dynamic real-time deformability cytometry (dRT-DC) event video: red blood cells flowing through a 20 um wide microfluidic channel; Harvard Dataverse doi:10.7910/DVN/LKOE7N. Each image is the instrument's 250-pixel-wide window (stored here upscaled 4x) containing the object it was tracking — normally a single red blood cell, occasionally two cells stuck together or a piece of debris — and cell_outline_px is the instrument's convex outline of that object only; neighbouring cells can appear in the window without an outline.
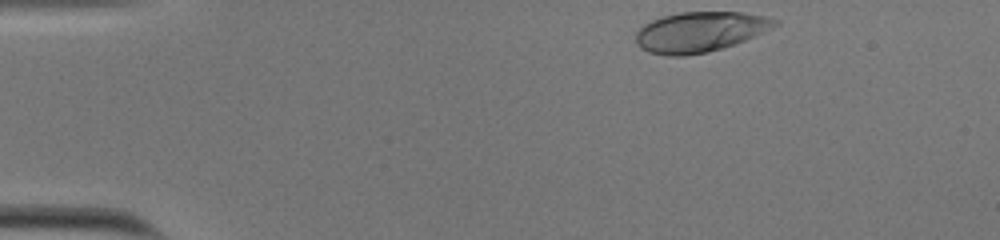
{"species": "human", "species_latin": "Homo sapiens", "temperature_condition": "cold", "stored_images_in_passage": 36, "camera_frame_rate_fps": 3000, "um_per_image_px": 0.085, "donor": {"sex": "male"}, "frame": {"image": 1, "passage_image": 1, "time_ms": 0.0, "image_size_px": [1000, 240], "cell_outline_px": [[780, 24], [772, 28], [744, 40], [708, 52], [684, 56], [668, 56], [648, 52], [640, 48], [636, 44], [636, 32], [644, 24], [652, 20], [664, 16], [680, 12], [740, 12], [764, 16], [780, 20]], "centroid_in_image_um": [59.47, 2.71], "position_along_channel_um": 25.5, "area_um2": 32.43}}
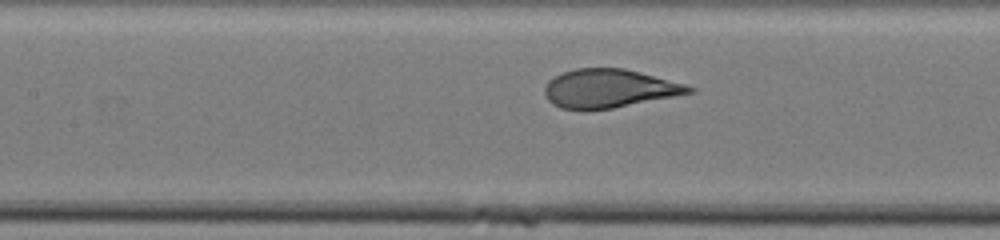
{"frame": {"image": 2, "passage_image": 18, "time_ms": 5.667, "image_size_px": [1000, 240], "cell_outline_px": [[696, 92], [612, 108], [584, 112], [580, 112], [560, 108], [552, 104], [548, 100], [544, 92], [544, 88], [548, 80], [564, 72], [576, 68], [624, 68], [640, 72], [684, 84], [696, 88]], "centroid_in_image_um": [51.73, 7.55], "position_along_channel_um": 155.7, "area_um2": 32.71}}
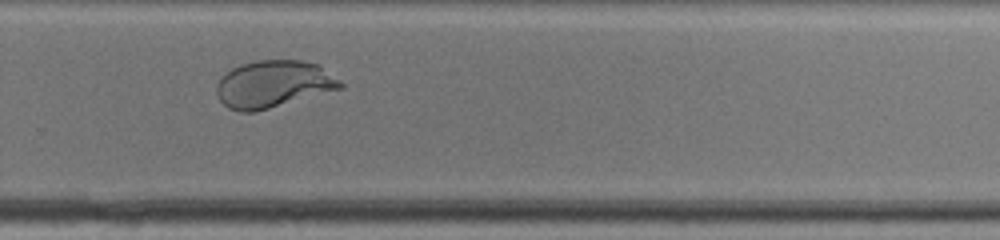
{"frame": {"image": 3, "passage_image": 30, "time_ms": 9.667, "image_size_px": [1000, 240], "cell_outline_px": [[344, 88], [256, 112], [240, 112], [228, 108], [220, 100], [216, 92], [216, 84], [232, 68], [256, 60], [300, 60], [320, 64], [340, 80], [344, 84]], "centroid_in_image_um": [23.28, 7.16], "position_along_channel_um": 306.5, "area_um2": 34.16}, "authors_computed_cell_mechanics": {"area_um2": 33.0905, "velocity_mm_per_s": 3.7841, "shape_relaxation_time_tau1_ms": 4.7874, "shape_relaxation_time_tau2_ms": null, "deformation_change_tau1": 0.2171, "deformation_change_tau2": null}}